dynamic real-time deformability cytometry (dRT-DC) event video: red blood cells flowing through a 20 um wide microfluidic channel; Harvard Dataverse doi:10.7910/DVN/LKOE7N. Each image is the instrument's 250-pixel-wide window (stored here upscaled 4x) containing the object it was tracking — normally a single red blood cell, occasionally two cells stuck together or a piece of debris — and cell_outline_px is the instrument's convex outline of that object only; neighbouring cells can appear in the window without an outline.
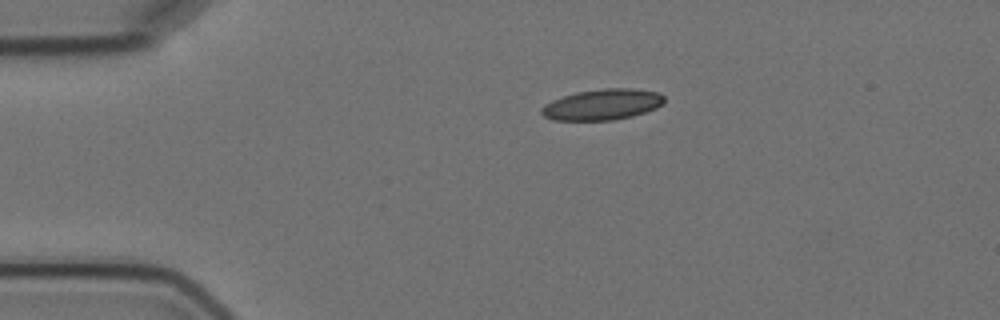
{"species": "Egyptian fruit bat (a non-hibernating species)", "species_latin": "Rousettus aegyptiacus", "temperature_condition": "cold", "stored_images_in_passage": 4, "camera_frame_rate_fps": 3000, "um_per_image_px": 0.085, "animal": {"sex": "female"}, "frame": {"image": 1, "passage_image": 1, "time_ms": 0.0, "image_size_px": [1000, 320], "cell_outline_px": [[664, 104], [656, 108], [632, 116], [612, 120], [552, 120], [544, 116], [540, 112], [540, 108], [544, 104], [552, 100], [576, 92], [604, 88], [632, 88], [660, 92], [664, 96]], "centroid_in_image_um": [51.21, 8.88], "position_along_channel_um": 33.8, "area_um2": 22.2}}
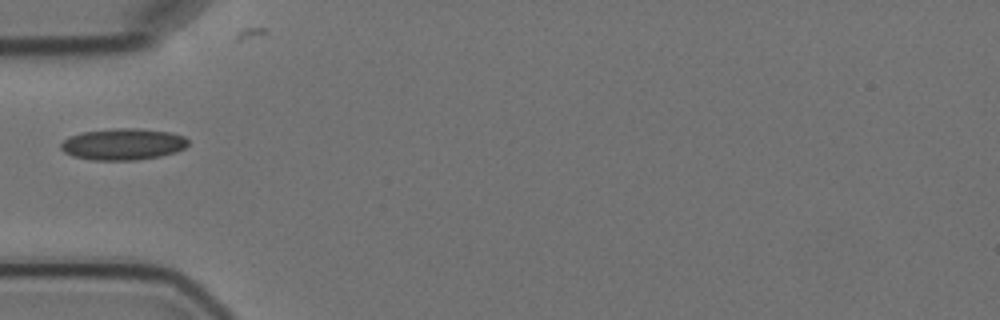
{"frame": {"image": 2, "passage_image": 3, "time_ms": 2.333, "image_size_px": [1000, 320], "cell_outline_px": [[188, 144], [184, 148], [176, 152], [160, 156], [136, 160], [92, 160], [72, 156], [64, 152], [60, 148], [60, 144], [68, 136], [84, 132], [116, 128], [140, 128], [172, 132], [184, 136], [188, 140]], "centroid_in_image_um": [10.46, 12.25], "position_along_channel_um": 74.5, "area_um2": 23.52}}